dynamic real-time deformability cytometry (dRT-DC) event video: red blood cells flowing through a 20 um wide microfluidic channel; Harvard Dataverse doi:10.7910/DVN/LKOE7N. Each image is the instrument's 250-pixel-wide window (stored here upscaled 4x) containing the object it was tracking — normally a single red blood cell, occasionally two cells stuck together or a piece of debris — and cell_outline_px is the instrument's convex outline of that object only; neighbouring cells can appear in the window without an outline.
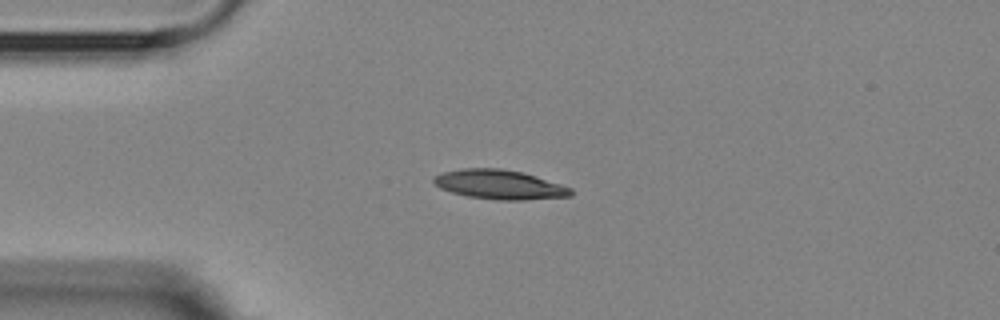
{"species": "Egyptian fruit bat (a non-hibernating species)", "species_latin": "Rousettus aegyptiacus", "temperature_condition": "room temperature", "stored_images_in_passage": 4, "camera_frame_rate_fps": 3000, "um_per_image_px": 0.085, "animal": {"sex": "female"}, "frame": {"image": 1, "passage_image": 1, "time_ms": 0.0, "image_size_px": [1000, 320], "cell_outline_px": [[572, 196], [524, 200], [496, 200], [468, 196], [452, 192], [440, 188], [432, 180], [436, 176], [444, 172], [464, 168], [500, 168], [520, 172], [536, 176], [572, 188]], "centroid_in_image_um": [42.48, 15.69], "position_along_channel_um": 42.5, "area_um2": 23.24}}
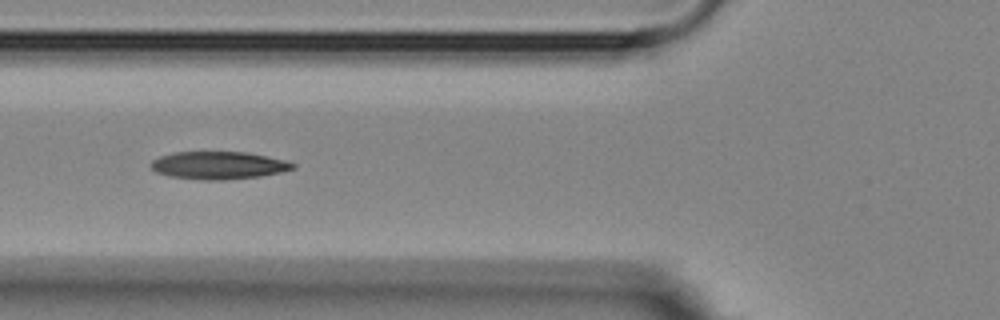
{"frame": {"image": 2, "passage_image": 3, "time_ms": 2.333, "image_size_px": [1000, 320], "cell_outline_px": [[296, 168], [280, 172], [260, 176], [224, 180], [204, 180], [168, 176], [156, 172], [152, 168], [152, 160], [160, 156], [172, 152], [248, 152], [284, 160], [296, 164]], "centroid_in_image_um": [18.57, 14.05], "position_along_channel_um": 107.2, "area_um2": 22.83}}
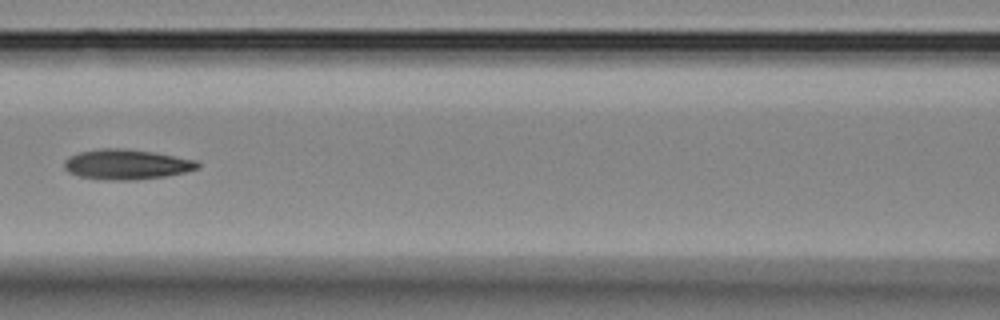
{"frame": {"image": 3, "passage_image": 4, "time_ms": 3.667, "image_size_px": [1000, 320], "cell_outline_px": [[200, 168], [184, 172], [164, 176], [128, 180], [100, 180], [80, 176], [68, 172], [64, 168], [64, 160], [68, 156], [80, 152], [100, 148], [124, 148], [152, 152], [196, 160], [200, 164]], "centroid_in_image_um": [10.71, 13.97], "position_along_channel_um": 155.9, "area_um2": 23.35}}